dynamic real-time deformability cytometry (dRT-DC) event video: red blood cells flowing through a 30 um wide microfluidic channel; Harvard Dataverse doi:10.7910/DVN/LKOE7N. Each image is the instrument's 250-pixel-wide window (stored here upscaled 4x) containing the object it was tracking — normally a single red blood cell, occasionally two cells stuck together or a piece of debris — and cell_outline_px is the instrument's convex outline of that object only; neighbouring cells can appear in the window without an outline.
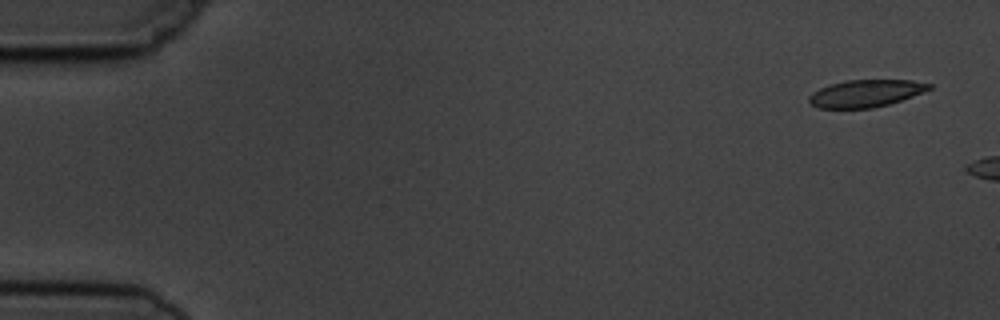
{"species": "common noctule bat (a hibernating species)", "species_latin": "Nyctalus noctula", "temperature_condition": "cold", "stored_images_in_passage": 2, "camera_frame_rate_fps": 3000, "um_per_image_px": 0.085, "animal": {"sex": "male", "body_mass_g": 19.5, "forearm_length_mm": 54.6}, "frame": {"image": 1, "passage_image": 1, "time_ms": 0.0, "image_size_px": [1000, 320], "cell_outline_px": [[932, 88], [912, 96], [888, 104], [872, 108], [820, 108], [812, 104], [808, 100], [808, 96], [812, 92], [820, 88], [832, 84], [848, 80], [912, 80], [932, 84]], "centroid_in_image_um": [73.58, 7.93], "position_along_channel_um": 11.4, "area_um2": 18.84}}